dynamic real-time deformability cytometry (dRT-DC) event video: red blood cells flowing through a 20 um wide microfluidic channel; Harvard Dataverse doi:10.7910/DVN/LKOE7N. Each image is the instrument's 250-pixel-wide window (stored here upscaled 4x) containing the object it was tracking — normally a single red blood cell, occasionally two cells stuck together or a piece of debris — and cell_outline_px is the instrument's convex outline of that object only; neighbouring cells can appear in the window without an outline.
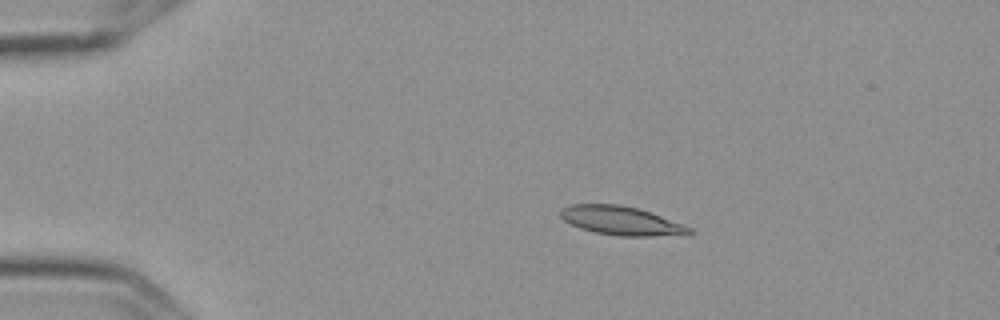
{"species": "Egyptian fruit bat (a non-hibernating species)", "species_latin": "Rousettus aegyptiacus", "temperature_condition": "cold", "stored_images_in_passage": 7, "camera_frame_rate_fps": 3000, "um_per_image_px": 0.085, "frame": {"image": 1, "passage_image": 4, "time_ms": 1.0, "image_size_px": [1000, 320], "cell_outline_px": [[696, 232], [688, 236], [620, 236], [596, 232], [580, 228], [564, 220], [560, 216], [560, 208], [572, 204], [620, 204], [636, 208], [660, 216], [692, 228]], "centroid_in_image_um": [52.85, 18.78], "position_along_channel_um": 32.1, "area_um2": 21.68}}
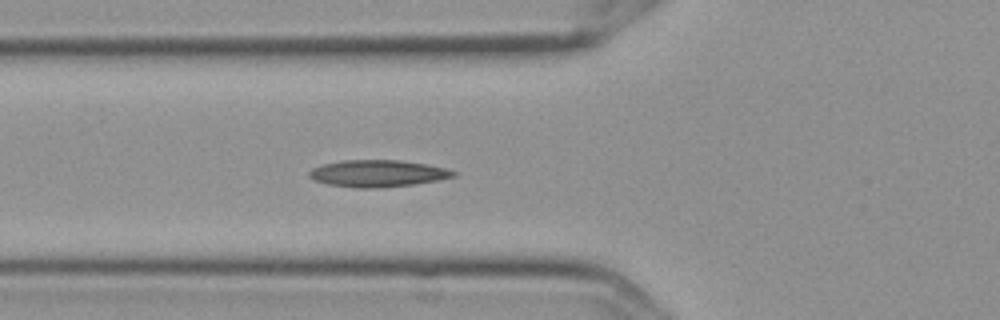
{"frame": {"image": 2, "passage_image": 7, "time_ms": 2.0, "image_size_px": [1000, 320], "cell_outline_px": [[456, 176], [436, 180], [412, 184], [380, 188], [356, 188], [328, 184], [312, 180], [308, 176], [308, 172], [312, 168], [324, 164], [340, 160], [400, 160], [424, 164], [444, 168], [456, 172]], "centroid_in_image_um": [32.03, 14.74], "position_along_channel_um": 93.8, "area_um2": 22.48}}